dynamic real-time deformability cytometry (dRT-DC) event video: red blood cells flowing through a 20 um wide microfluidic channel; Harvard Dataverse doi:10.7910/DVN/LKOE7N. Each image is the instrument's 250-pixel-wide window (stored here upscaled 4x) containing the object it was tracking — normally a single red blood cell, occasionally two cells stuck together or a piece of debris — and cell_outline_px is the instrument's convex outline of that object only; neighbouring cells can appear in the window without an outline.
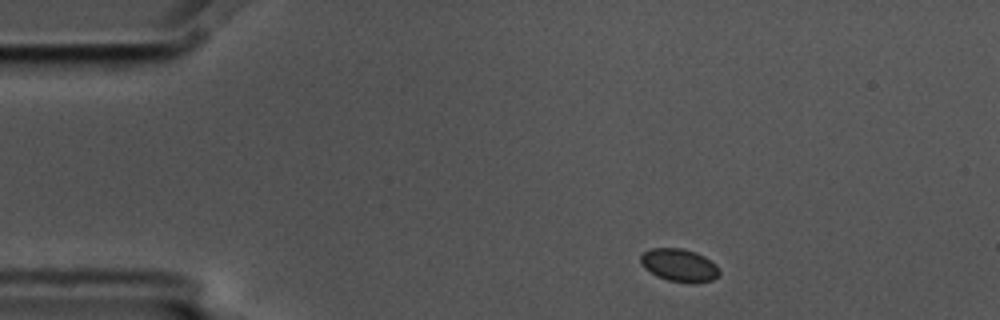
{"species": "common noctule bat (a hibernating species)", "species_latin": "Nyctalus noctula", "temperature_condition": "cold", "stored_images_in_passage": 2, "camera_frame_rate_fps": 3000, "um_per_image_px": 0.085, "animal": {"sex": "male", "body_mass_g": 17.5, "forearm_length_mm": 52.3}, "frame": {"image": 1, "passage_image": 1, "time_ms": 0.0, "image_size_px": [1000, 320], "cell_outline_px": [[720, 272], [712, 280], [692, 284], [668, 280], [656, 276], [644, 268], [640, 264], [640, 256], [644, 252], [652, 248], [680, 248], [696, 252], [704, 256], [716, 264]], "centroid_in_image_um": [57.72, 22.55], "position_along_channel_um": 27.3, "area_um2": 15.14}}